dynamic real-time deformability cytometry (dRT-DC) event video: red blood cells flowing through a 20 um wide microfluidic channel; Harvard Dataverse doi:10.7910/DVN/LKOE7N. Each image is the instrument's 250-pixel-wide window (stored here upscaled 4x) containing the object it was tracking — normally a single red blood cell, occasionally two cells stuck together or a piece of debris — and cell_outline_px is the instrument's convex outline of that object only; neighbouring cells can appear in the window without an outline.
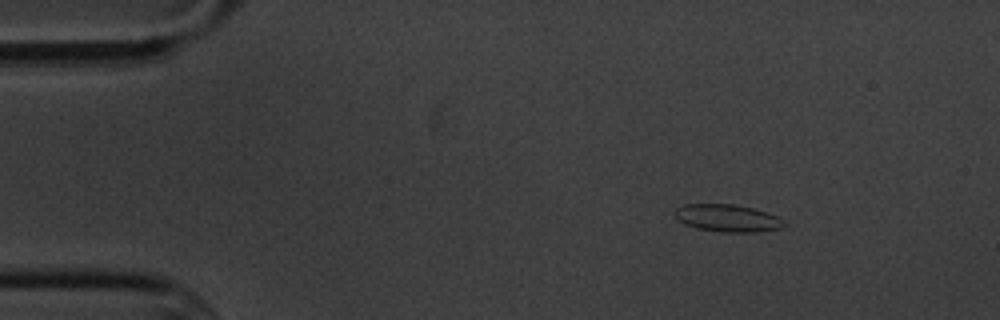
{"species": "common noctule bat (a hibernating species)", "species_latin": "Nyctalus noctula", "temperature_condition": "cold", "stored_images_in_passage": 10, "camera_frame_rate_fps": 3000, "um_per_image_px": 0.085, "animal": {"sex": "male", "body_mass_g": 20.1, "forearm_length_mm": 53.5}, "frame": {"image": 1, "passage_image": 1, "time_ms": 0.0, "image_size_px": [1000, 320], "cell_outline_px": [[788, 224], [780, 228], [756, 232], [720, 232], [696, 228], [684, 224], [676, 220], [676, 208], [684, 204], [732, 204], [752, 208], [768, 212], [784, 220]], "centroid_in_image_um": [61.84, 18.54], "position_along_channel_um": 23.2, "area_um2": 17.51}}
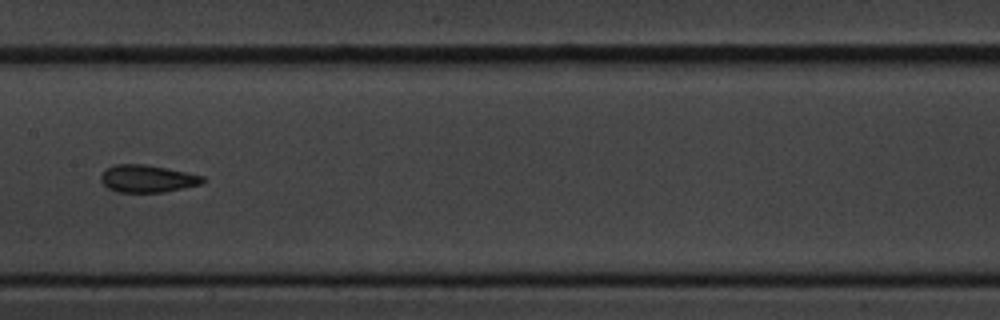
{"frame": {"image": 2, "passage_image": 7, "time_ms": 7.0, "image_size_px": [1000, 320], "cell_outline_px": [[204, 184], [164, 192], [116, 192], [108, 188], [100, 180], [100, 176], [104, 168], [112, 164], [144, 164], [204, 176]], "centroid_in_image_um": [12.48, 15.19], "position_along_channel_um": 194.9, "area_um2": 16.36}}
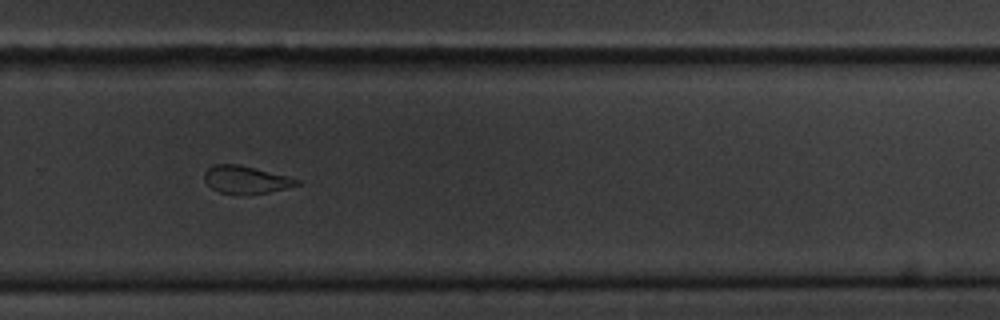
{"frame": {"image": 3, "passage_image": 10, "time_ms": 10.333, "image_size_px": [1000, 320], "cell_outline_px": [[300, 184], [268, 192], [248, 196], [236, 196], [220, 192], [212, 188], [204, 180], [204, 172], [212, 164], [236, 164], [288, 176], [300, 180]], "centroid_in_image_um": [20.86, 15.3], "position_along_channel_um": 308.9, "area_um2": 15.09}}